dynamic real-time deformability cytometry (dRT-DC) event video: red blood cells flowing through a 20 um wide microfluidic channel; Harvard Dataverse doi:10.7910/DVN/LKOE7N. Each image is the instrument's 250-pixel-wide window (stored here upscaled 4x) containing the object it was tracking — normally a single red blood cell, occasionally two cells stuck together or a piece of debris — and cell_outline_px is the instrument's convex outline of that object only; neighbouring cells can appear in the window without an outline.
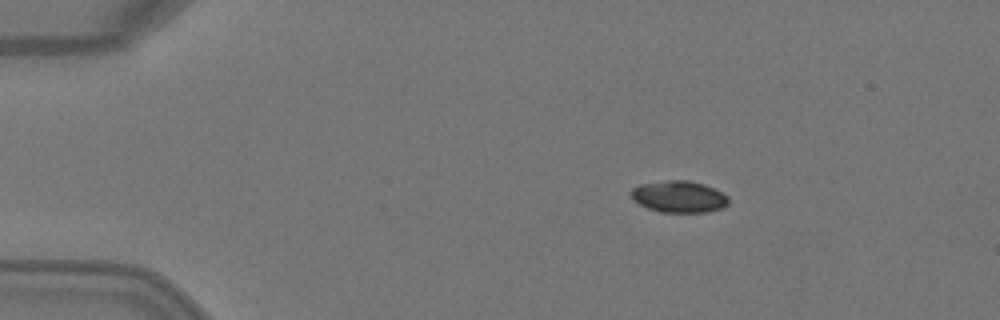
{"species": "Egyptian fruit bat (a non-hibernating species)", "species_latin": "Rousettus aegyptiacus", "temperature_condition": "warm", "stored_images_in_passage": 4, "camera_frame_rate_fps": 3000, "um_per_image_px": 0.085, "animal": {"sex": "female"}, "frame": {"image": 1, "passage_image": 2, "time_ms": 0.333, "image_size_px": [1000, 320], "cell_outline_px": [[728, 204], [724, 208], [708, 212], [660, 212], [648, 208], [632, 200], [632, 188], [640, 184], [668, 180], [688, 180], [704, 184], [728, 196]], "centroid_in_image_um": [57.72, 16.72], "position_along_channel_um": 27.3, "area_um2": 17.98}}
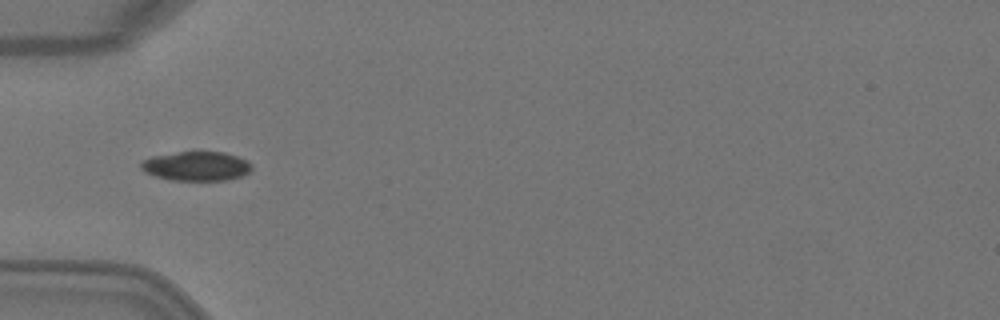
{"frame": {"image": 2, "passage_image": 4, "time_ms": 1.0, "image_size_px": [1000, 320], "cell_outline_px": [[252, 168], [248, 172], [240, 176], [224, 180], [168, 180], [144, 172], [140, 168], [140, 160], [152, 156], [180, 152], [224, 152], [248, 160], [252, 164]], "centroid_in_image_um": [16.66, 14.12], "position_along_channel_um": 68.3, "area_um2": 18.9}}